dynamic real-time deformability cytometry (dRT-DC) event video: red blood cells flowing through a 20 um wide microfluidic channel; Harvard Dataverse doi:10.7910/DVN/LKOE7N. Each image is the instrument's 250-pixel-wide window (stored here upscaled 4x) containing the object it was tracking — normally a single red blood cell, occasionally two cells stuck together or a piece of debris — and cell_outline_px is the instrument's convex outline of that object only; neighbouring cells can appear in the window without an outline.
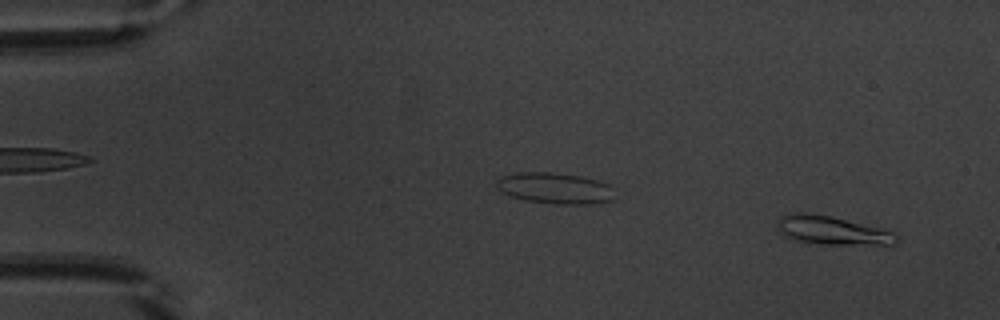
{"species": "common noctule bat (a hibernating species)", "species_latin": "Nyctalus noctula", "temperature_condition": "warm", "stored_images_in_passage": 52, "camera_frame_rate_fps": 3000, "um_per_image_px": 0.085, "animal": {"sex": "male", "body_mass_g": 20.1, "forearm_length_mm": 53.5}, "frame": {"image": 1, "passage_image": 3, "time_ms": 0.667, "image_size_px": [1000, 320], "cell_outline_px": [[896, 240], [892, 244], [828, 244], [800, 240], [784, 236], [776, 224], [784, 216], [792, 212], [808, 212], [828, 216], [896, 232]], "centroid_in_image_um": [70.71, 19.57], "position_along_channel_um": 14.3, "area_um2": 19.02}}
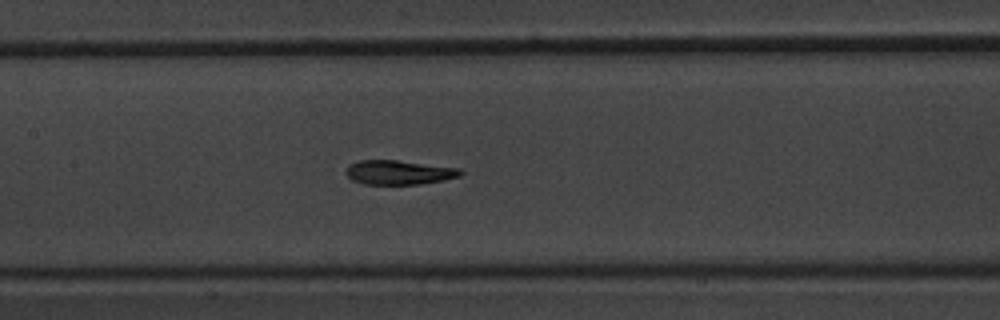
{"frame": {"image": 2, "passage_image": 25, "time_ms": 8.0, "image_size_px": [1000, 320], "cell_outline_px": [[464, 172], [460, 176], [444, 180], [420, 184], [364, 184], [352, 180], [344, 172], [348, 164], [356, 160], [396, 160], [460, 168]], "centroid_in_image_um": [33.88, 14.65], "position_along_channel_um": 173.5, "area_um2": 16.36}}
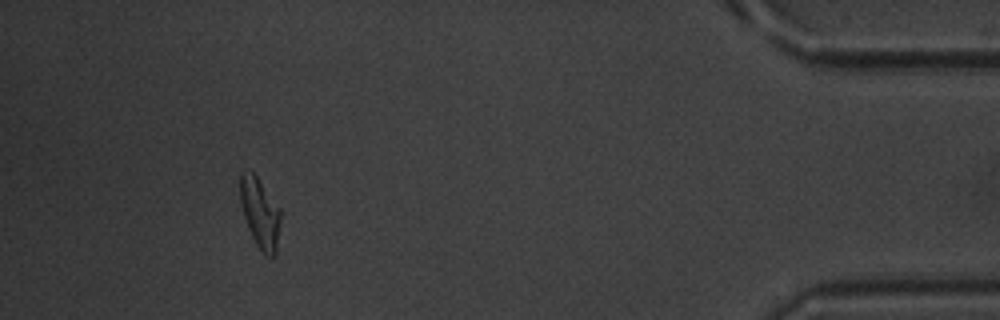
{"frame": {"image": 3, "passage_image": 48, "time_ms": 15.667, "image_size_px": [1000, 320], "cell_outline_px": [[280, 220], [276, 256], [264, 256], [256, 244], [248, 228], [244, 216], [240, 200], [240, 172], [244, 168], [248, 168], [256, 176], [280, 208]], "centroid_in_image_um": [22.09, 18.1], "position_along_channel_um": 413.1, "area_um2": 16.59}, "authors_computed_cell_mechanics": {"area_um2": 16.8776, "velocity_mm_per_s": 3.8718, "shape_relaxation_time_tau1_ms": 3.5095, "shape_relaxation_time_tau2_ms": 2.8587, "deformation_change_tau1": 0.1654, "deformation_change_tau2": 0.1016}}